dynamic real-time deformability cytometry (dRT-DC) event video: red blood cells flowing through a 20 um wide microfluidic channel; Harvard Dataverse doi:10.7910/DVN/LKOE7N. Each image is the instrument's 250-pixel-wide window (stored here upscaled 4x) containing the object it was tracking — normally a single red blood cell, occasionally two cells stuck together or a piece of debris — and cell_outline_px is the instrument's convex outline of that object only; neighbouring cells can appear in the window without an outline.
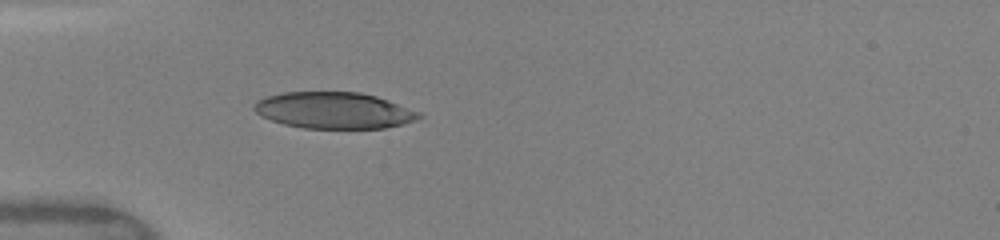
{"species": "human", "species_latin": "Homo sapiens", "temperature_condition": "warm", "stored_images_in_passage": 30, "camera_frame_rate_fps": 3000, "um_per_image_px": 0.085, "donor": {"sex": "female"}, "frame": {"image": 1, "passage_image": 1, "time_ms": 0.0, "image_size_px": [1000, 240], "cell_outline_px": [[424, 116], [416, 120], [384, 128], [304, 128], [284, 124], [260, 116], [252, 108], [256, 100], [280, 92], [360, 92], [376, 96], [388, 100], [420, 112]], "centroid_in_image_um": [28.36, 9.38], "position_along_channel_um": 56.6, "area_um2": 34.97}}
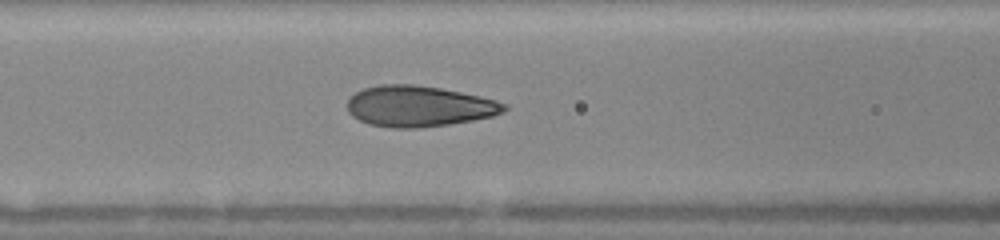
{"frame": {"image": 2, "passage_image": 7, "time_ms": 2.0, "image_size_px": [1000, 240], "cell_outline_px": [[508, 108], [504, 112], [492, 116], [472, 120], [448, 124], [416, 128], [392, 128], [368, 124], [352, 116], [348, 112], [348, 100], [356, 92], [364, 88], [380, 84], [412, 84], [440, 88], [480, 96], [496, 100], [508, 104]], "centroid_in_image_um": [35.61, 9.03], "position_along_channel_um": 131.0, "area_um2": 37.34}}
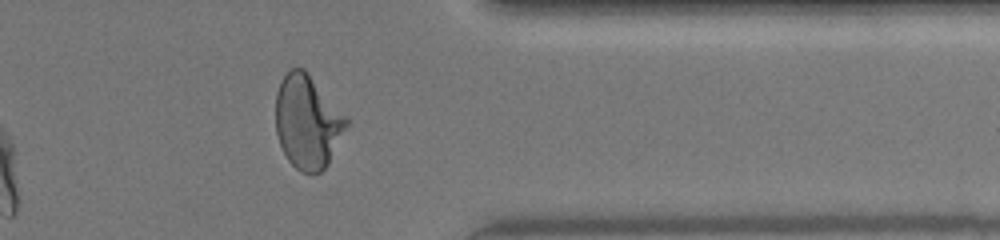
{"frame": {"image": 3, "passage_image": 26, "time_ms": 8.333, "image_size_px": [1000, 240], "cell_outline_px": [[348, 124], [328, 164], [320, 172], [312, 176], [300, 172], [288, 160], [280, 144], [276, 132], [276, 92], [280, 80], [288, 68], [304, 68], [308, 72], [348, 120]], "centroid_in_image_um": [26.1, 10.36], "position_along_channel_um": 385.3, "area_um2": 38.44}, "authors_computed_cell_mechanics": {"area_um2": 37.281, "velocity_mm_per_s": 4.1311, "shape_relaxation_time_tau1_ms": 5.5854, "shape_relaxation_time_tau2_ms": null, "deformation_change_tau1": 0.2266, "deformation_change_tau2": null}}